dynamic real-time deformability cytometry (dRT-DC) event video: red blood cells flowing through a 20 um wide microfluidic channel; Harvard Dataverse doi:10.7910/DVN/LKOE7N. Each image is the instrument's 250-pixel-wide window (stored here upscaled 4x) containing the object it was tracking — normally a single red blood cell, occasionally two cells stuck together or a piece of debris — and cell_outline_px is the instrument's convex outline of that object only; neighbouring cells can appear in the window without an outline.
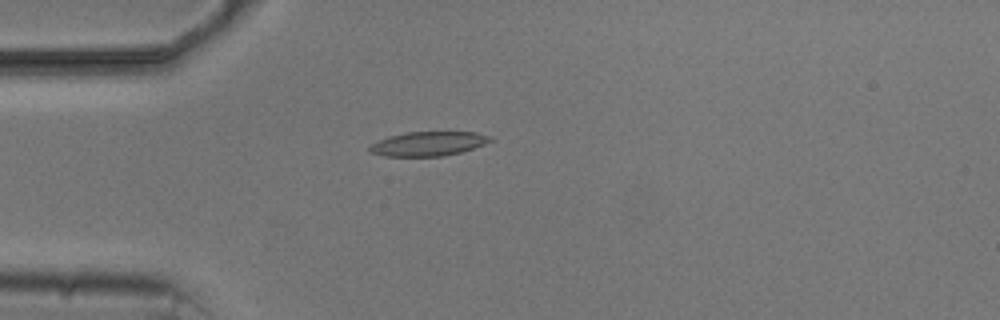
{"species": "common noctule bat (a hibernating species)", "species_latin": "Nyctalus noctula", "temperature_condition": "cold", "stored_images_in_passage": 5, "camera_frame_rate_fps": 3000, "um_per_image_px": 0.085, "animal": {"sex": "male", "body_mass_g": 20.5, "forearm_length_mm": 52.5}, "frame": {"image": 1, "passage_image": 5, "time_ms": 4.667, "image_size_px": [1000, 320], "cell_outline_px": [[496, 140], [460, 152], [444, 156], [384, 156], [372, 152], [368, 148], [372, 144], [388, 136], [404, 132], [476, 132], [492, 136]], "centroid_in_image_um": [36.45, 12.21], "position_along_channel_um": 48.5, "area_um2": 17.05}}